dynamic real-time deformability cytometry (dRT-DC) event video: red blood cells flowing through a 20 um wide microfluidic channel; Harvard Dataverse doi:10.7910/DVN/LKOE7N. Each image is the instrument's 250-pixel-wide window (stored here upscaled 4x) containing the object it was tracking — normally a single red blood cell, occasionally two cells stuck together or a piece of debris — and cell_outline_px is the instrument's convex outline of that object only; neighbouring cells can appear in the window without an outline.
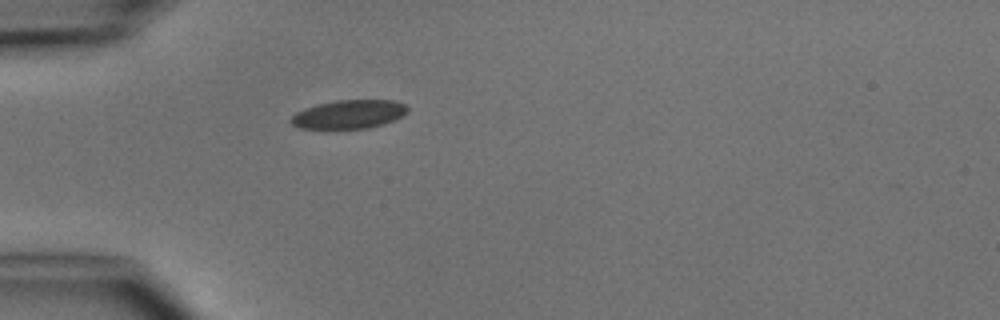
{"species": "common noctule bat (a hibernating species)", "species_latin": "Nyctalus noctula", "temperature_condition": "cold", "stored_images_in_passage": 1, "camera_frame_rate_fps": 3000, "um_per_image_px": 0.085, "animal": {"sex": "male", "body_mass_g": 15.6}, "frame": {"image": 1, "passage_image": 1, "time_ms": 0.0, "image_size_px": [1000, 320], "cell_outline_px": [[408, 112], [384, 124], [368, 128], [328, 132], [300, 128], [292, 124], [288, 120], [296, 112], [304, 108], [316, 104], [336, 100], [392, 100], [404, 104], [408, 108]], "centroid_in_image_um": [29.56, 9.77], "position_along_channel_um": 55.4, "area_um2": 20.35}}